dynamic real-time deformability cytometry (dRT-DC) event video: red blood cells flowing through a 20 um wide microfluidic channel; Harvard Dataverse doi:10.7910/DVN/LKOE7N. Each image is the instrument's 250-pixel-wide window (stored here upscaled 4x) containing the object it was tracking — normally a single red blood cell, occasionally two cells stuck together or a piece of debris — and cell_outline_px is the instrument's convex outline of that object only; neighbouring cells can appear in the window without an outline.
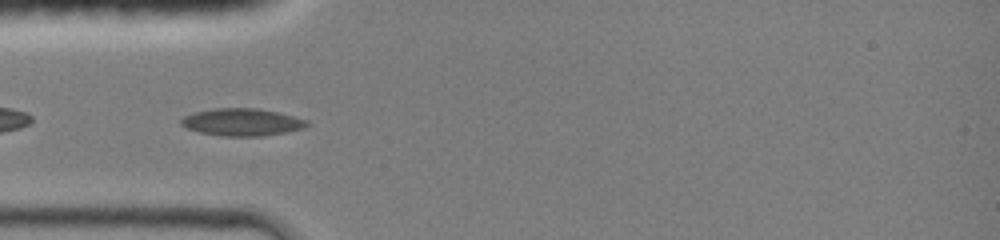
{"species": "common noctule bat (a hibernating species)", "species_latin": "Nyctalus noctula", "temperature_condition": "room temperature", "stored_images_in_passage": 33, "camera_frame_rate_fps": 3000, "um_per_image_px": 0.085, "animal": {"sex": "female", "body_mass_g": 19.0, "forearm_length_mm": 51.5}, "frame": {"image": 1, "passage_image": 2, "time_ms": 0.333, "image_size_px": [1000, 240], "cell_outline_px": [[308, 124], [304, 128], [284, 132], [260, 136], [220, 136], [200, 132], [188, 128], [180, 124], [180, 120], [184, 116], [196, 112], [212, 108], [256, 108], [276, 112], [308, 120]], "centroid_in_image_um": [20.54, 10.38], "position_along_channel_um": 64.5, "area_um2": 19.83}}
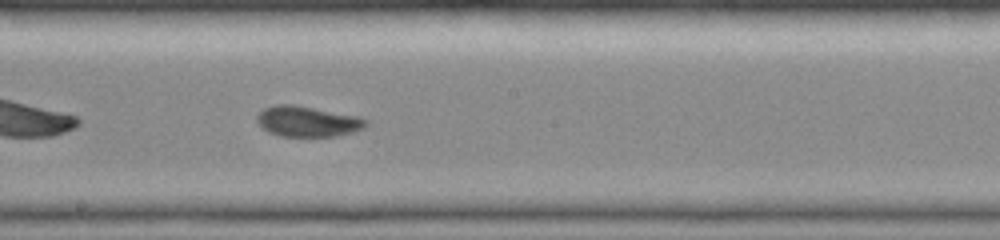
{"frame": {"image": 2, "passage_image": 13, "time_ms": 4.0, "image_size_px": [1000, 240], "cell_outline_px": [[368, 124], [364, 128], [356, 132], [336, 136], [280, 136], [268, 132], [256, 120], [256, 116], [264, 108], [276, 104], [292, 104], [360, 116], [368, 120]], "centroid_in_image_um": [26.19, 10.32], "position_along_channel_um": 222.0, "area_um2": 19.54}}
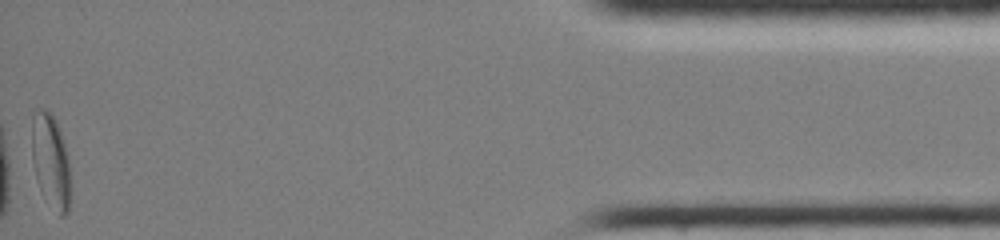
{"frame": {"image": 3, "passage_image": 33, "time_ms": 10.667, "image_size_px": [1000, 240], "cell_outline_px": [[68, 212], [64, 216], [60, 216], [40, 188], [36, 180], [32, 160], [32, 116], [40, 108], [48, 112], [56, 120], [68, 156]], "centroid_in_image_um": [4.28, 13.64], "position_along_channel_um": 430.9, "area_um2": 20.35}, "authors_computed_cell_mechanics": {"area_um2": 19.5364, "velocity_mm_per_s": 4.302, "shape_relaxation_time_tau1_ms": 6.1759, "shape_relaxation_time_tau2_ms": 1.801, "deformation_change_tau1": 0.1316, "deformation_change_tau2": 0.0491}}